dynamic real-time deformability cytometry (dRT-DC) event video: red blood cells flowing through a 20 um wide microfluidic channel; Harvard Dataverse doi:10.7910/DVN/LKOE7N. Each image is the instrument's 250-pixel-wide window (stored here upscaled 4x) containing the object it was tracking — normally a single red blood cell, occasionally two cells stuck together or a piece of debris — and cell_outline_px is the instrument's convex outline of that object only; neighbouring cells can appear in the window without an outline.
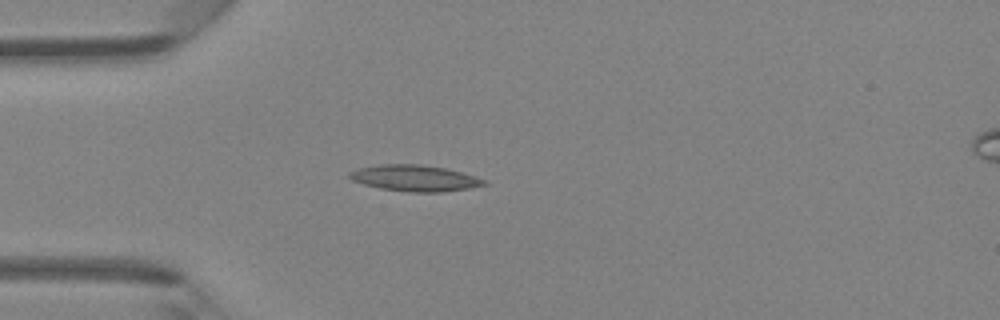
{"species": "Egyptian fruit bat (a non-hibernating species)", "species_latin": "Rousettus aegyptiacus", "temperature_condition": "room temperature", "stored_images_in_passage": 46, "camera_frame_rate_fps": 3000, "um_per_image_px": 0.085, "animal": {"sex": "female"}, "frame": {"image": 1, "passage_image": 12, "time_ms": 3.667, "image_size_px": [1000, 320], "cell_outline_px": [[488, 184], [468, 188], [440, 192], [408, 192], [380, 188], [364, 184], [352, 180], [348, 176], [348, 172], [356, 168], [380, 164], [420, 164], [444, 168], [476, 176], [488, 180]], "centroid_in_image_um": [35.24, 15.13], "position_along_channel_um": 49.8, "area_um2": 20.58}}
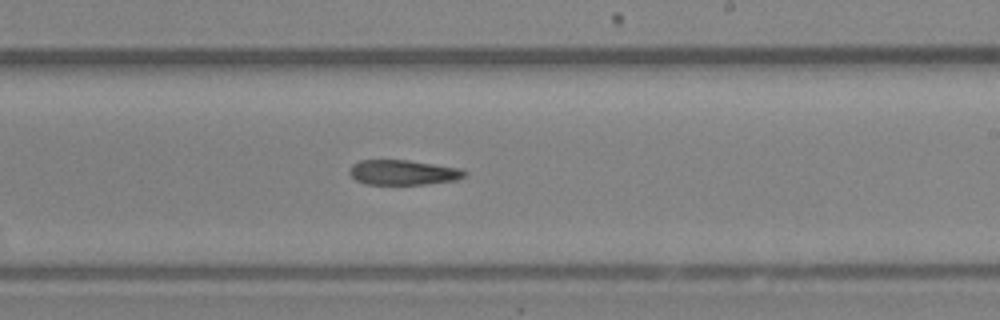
{"frame": {"image": 2, "passage_image": 27, "time_ms": 8.667, "image_size_px": [1000, 320], "cell_outline_px": [[468, 172], [464, 176], [456, 180], [428, 184], [364, 184], [356, 180], [348, 172], [348, 168], [352, 164], [360, 160], [408, 160], [464, 168]], "centroid_in_image_um": [34.28, 14.65], "position_along_channel_um": 254.7, "area_um2": 16.99}}
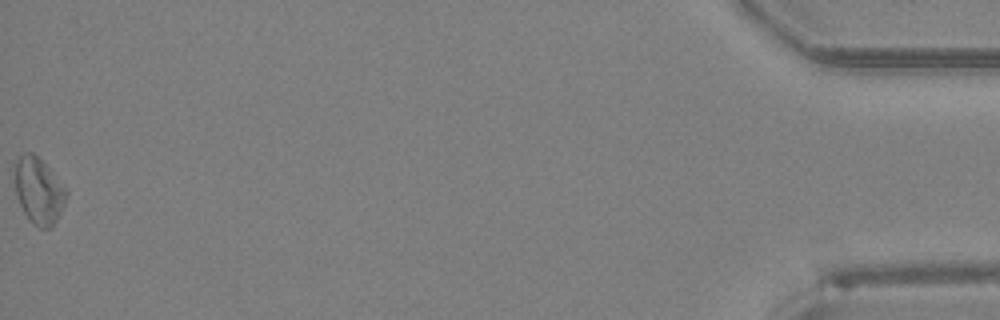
{"frame": {"image": 3, "passage_image": 46, "time_ms": 15.0, "image_size_px": [1000, 320], "cell_outline_px": [[68, 196], [52, 228], [40, 228], [32, 224], [24, 212], [16, 196], [16, 160], [24, 152], [32, 152], [68, 188]], "centroid_in_image_um": [3.32, 16.24], "position_along_channel_um": 431.9, "area_um2": 19.71}}